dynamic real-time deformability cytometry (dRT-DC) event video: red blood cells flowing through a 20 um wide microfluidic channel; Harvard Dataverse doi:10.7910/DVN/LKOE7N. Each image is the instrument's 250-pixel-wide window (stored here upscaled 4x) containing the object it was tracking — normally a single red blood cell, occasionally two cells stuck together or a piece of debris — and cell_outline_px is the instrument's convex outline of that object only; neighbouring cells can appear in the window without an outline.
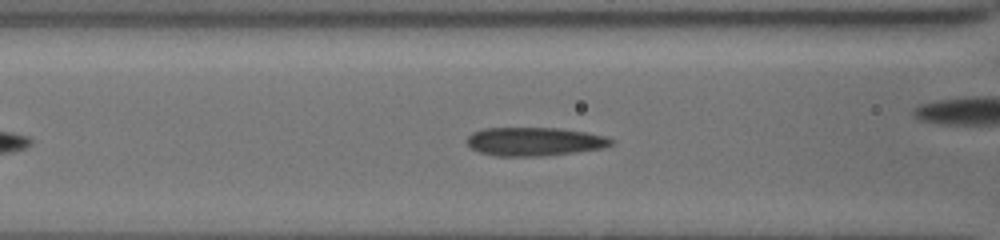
{"species": "common noctule bat (a hibernating species)", "species_latin": "Nyctalus noctula", "temperature_condition": "cold", "stored_images_in_passage": 30, "camera_frame_rate_fps": 3000, "um_per_image_px": 0.085, "animal": {"sex": "female", "body_mass_g": 19.5, "forearm_length_mm": 54.1}, "frame": {"image": 1, "passage_image": 3, "time_ms": 0.667, "image_size_px": [1000, 240], "cell_outline_px": [[612, 144], [604, 148], [540, 156], [492, 156], [480, 152], [472, 148], [464, 140], [472, 132], [484, 128], [556, 128], [584, 132], [604, 136], [612, 140]], "centroid_in_image_um": [45.36, 12.03], "position_along_channel_um": 121.2, "area_um2": 23.81}}
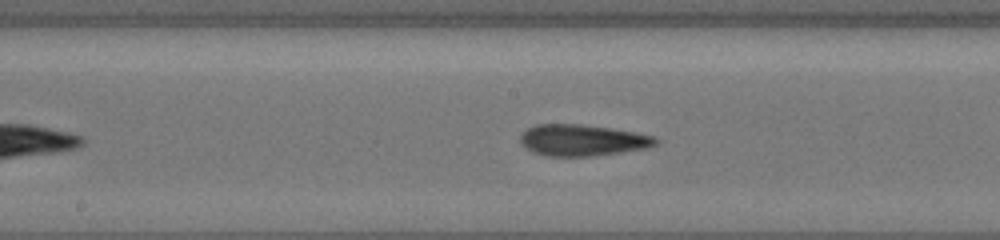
{"frame": {"image": 2, "passage_image": 9, "time_ms": 2.667, "image_size_px": [1000, 240], "cell_outline_px": [[660, 144], [648, 148], [592, 156], [544, 156], [532, 152], [524, 148], [520, 144], [520, 136], [528, 128], [536, 124], [576, 124], [608, 128], [636, 132], [652, 136], [660, 140]], "centroid_in_image_um": [49.49, 11.93], "position_along_channel_um": 198.7, "area_um2": 24.85}}
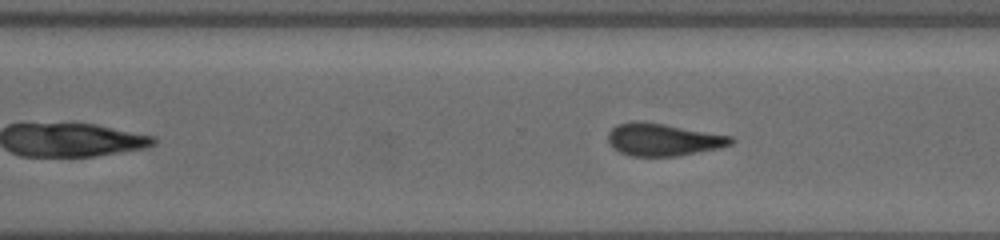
{"frame": {"image": 3, "passage_image": 18, "time_ms": 5.667, "image_size_px": [1000, 240], "cell_outline_px": [[736, 140], [732, 144], [716, 148], [676, 156], [632, 156], [620, 152], [612, 148], [608, 140], [608, 132], [616, 124], [664, 124], [732, 136]], "centroid_in_image_um": [56.39, 11.9], "position_along_channel_um": 314.2, "area_um2": 22.43}, "authors_computed_cell_mechanics": {"area_um2": 23.5246, "velocity_mm_per_s": 3.8756, "shape_relaxation_time_tau1_ms": 7.8933, "shape_relaxation_time_tau2_ms": 2.4229, "deformation_change_tau1": 0.1666, "deformation_change_tau2": 0.0848}}